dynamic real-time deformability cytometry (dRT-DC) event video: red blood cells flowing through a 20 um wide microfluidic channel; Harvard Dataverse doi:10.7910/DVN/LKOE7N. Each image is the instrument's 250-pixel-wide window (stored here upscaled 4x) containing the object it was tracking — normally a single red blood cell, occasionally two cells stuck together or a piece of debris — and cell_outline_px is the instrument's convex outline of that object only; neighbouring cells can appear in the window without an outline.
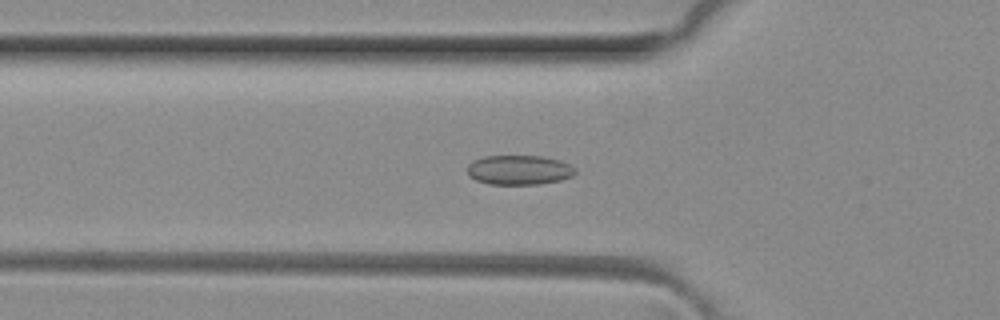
{"species": "common noctule bat (a hibernating species)", "species_latin": "Nyctalus noctula", "temperature_condition": "room temperature", "stored_images_in_passage": 46, "camera_frame_rate_fps": 3000, "um_per_image_px": 0.085, "animal": {"sex": "female", "body_mass_g": 29.2, "forearm_length_mm": 56.3}, "frame": {"image": 1, "passage_image": 17, "time_ms": 5.333, "image_size_px": [1000, 320], "cell_outline_px": [[576, 172], [572, 176], [560, 180], [540, 184], [488, 184], [476, 180], [468, 176], [468, 164], [472, 160], [484, 156], [544, 156], [560, 160], [576, 168]], "centroid_in_image_um": [44.11, 14.44], "position_along_channel_um": 81.7, "area_um2": 18.73}}
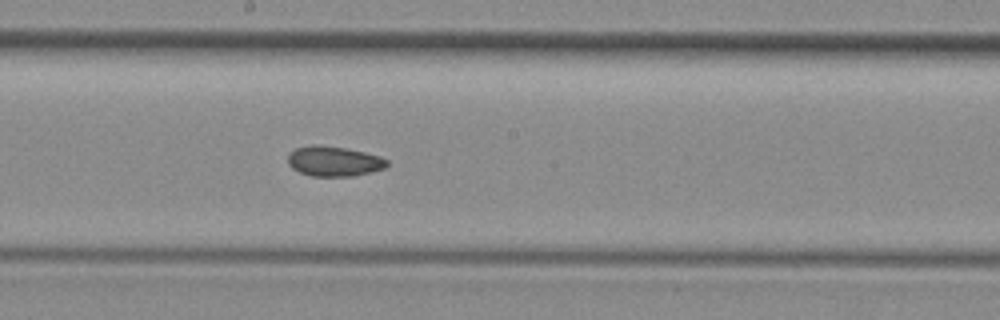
{"frame": {"image": 2, "passage_image": 27, "time_ms": 8.667, "image_size_px": [1000, 320], "cell_outline_px": [[388, 164], [384, 168], [372, 172], [352, 176], [312, 176], [300, 172], [292, 168], [288, 164], [288, 152], [296, 148], [312, 144], [320, 144], [348, 148], [380, 156], [388, 160]], "centroid_in_image_um": [28.37, 13.69], "position_along_channel_um": 219.8, "area_um2": 17.57}}
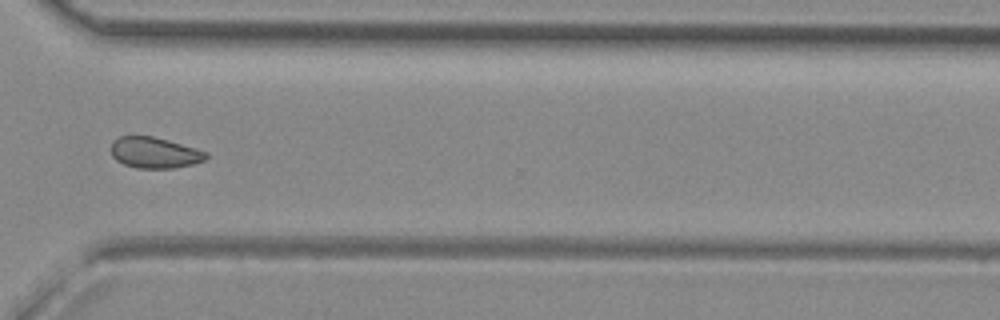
{"frame": {"image": 3, "passage_image": 37, "time_ms": 12.0, "image_size_px": [1000, 320], "cell_outline_px": [[208, 156], [204, 160], [192, 164], [172, 168], [136, 168], [124, 164], [116, 160], [112, 156], [112, 140], [120, 136], [152, 136], [168, 140], [196, 148], [208, 152]], "centroid_in_image_um": [13.13, 12.97], "position_along_channel_um": 357.5, "area_um2": 17.11}, "authors_computed_cell_mechanics": {"area_um2": 17.7735, "velocity_mm_per_s": 4.1374, "shape_relaxation_time_tau1_ms": null, "shape_relaxation_time_tau2_ms": 4.2369, "deformation_change_tau1": null, "deformation_change_tau2": 0.0675}}